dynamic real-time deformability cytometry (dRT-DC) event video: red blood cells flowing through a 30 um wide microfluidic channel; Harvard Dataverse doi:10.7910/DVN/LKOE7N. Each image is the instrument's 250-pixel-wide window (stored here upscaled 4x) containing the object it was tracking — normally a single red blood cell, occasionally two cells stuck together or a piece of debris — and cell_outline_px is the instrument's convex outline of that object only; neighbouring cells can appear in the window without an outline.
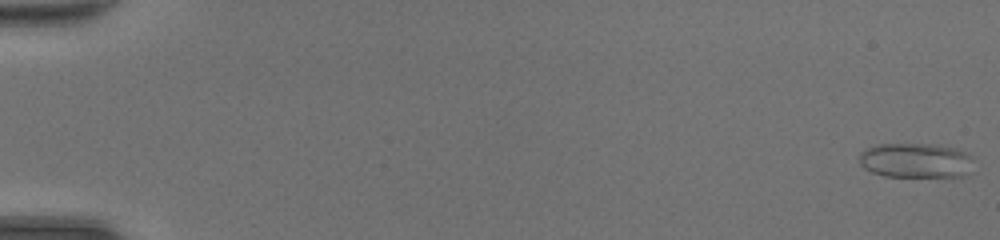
{"species": "common noctule bat (a hibernating species)", "species_latin": "Nyctalus noctula", "temperature_condition": "room temperature", "stored_images_in_passage": 48, "camera_frame_rate_fps": 3000, "um_per_image_px": 0.085, "animal": {"sex": "female", "body_mass_g": 20.0, "forearm_length_mm": 54.0}, "frame": {"image": 1, "passage_image": 1, "time_ms": 0.0, "image_size_px": [1000, 240], "cell_outline_px": [[976, 172], [968, 176], [884, 176], [872, 172], [864, 168], [860, 164], [860, 152], [864, 148], [876, 144], [936, 144], [956, 148], [972, 156]], "centroid_in_image_um": [77.91, 13.64], "position_along_channel_um": 7.1, "area_um2": 23.76}}
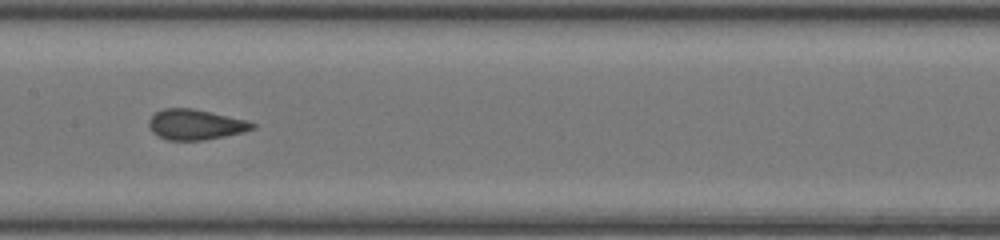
{"frame": {"image": 2, "passage_image": 26, "time_ms": 8.333, "image_size_px": [1000, 240], "cell_outline_px": [[256, 128], [244, 132], [204, 140], [168, 140], [152, 132], [148, 124], [148, 120], [156, 112], [164, 108], [192, 108], [248, 120], [256, 124]], "centroid_in_image_um": [16.64, 10.58], "position_along_channel_um": 190.8, "area_um2": 18.32}}
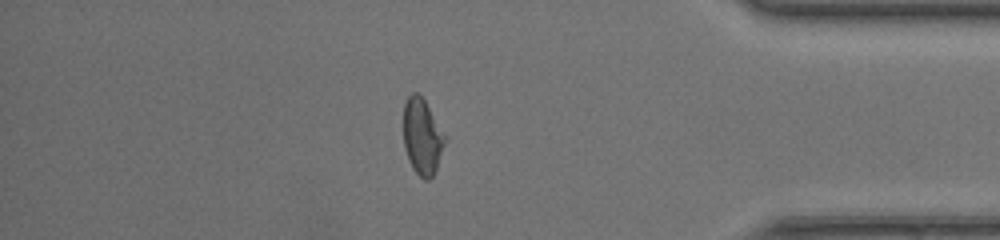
{"frame": {"image": 3, "passage_image": 42, "time_ms": 13.667, "image_size_px": [1000, 240], "cell_outline_px": [[444, 144], [436, 168], [432, 176], [428, 180], [424, 180], [412, 168], [408, 160], [404, 148], [404, 104], [408, 96], [412, 92], [416, 92], [424, 100], [444, 136]], "centroid_in_image_um": [35.84, 11.63], "position_along_channel_um": 399.4, "area_um2": 17.74}, "authors_computed_cell_mechanics": {"area_um2": 18.9295, "velocity_mm_per_s": 4.4163, "shape_relaxation_time_tau1_ms": 7.9015, "shape_relaxation_time_tau2_ms": 0.534, "deformation_change_tau1": 0.1894, "deformation_change_tau2": 0.0473}}